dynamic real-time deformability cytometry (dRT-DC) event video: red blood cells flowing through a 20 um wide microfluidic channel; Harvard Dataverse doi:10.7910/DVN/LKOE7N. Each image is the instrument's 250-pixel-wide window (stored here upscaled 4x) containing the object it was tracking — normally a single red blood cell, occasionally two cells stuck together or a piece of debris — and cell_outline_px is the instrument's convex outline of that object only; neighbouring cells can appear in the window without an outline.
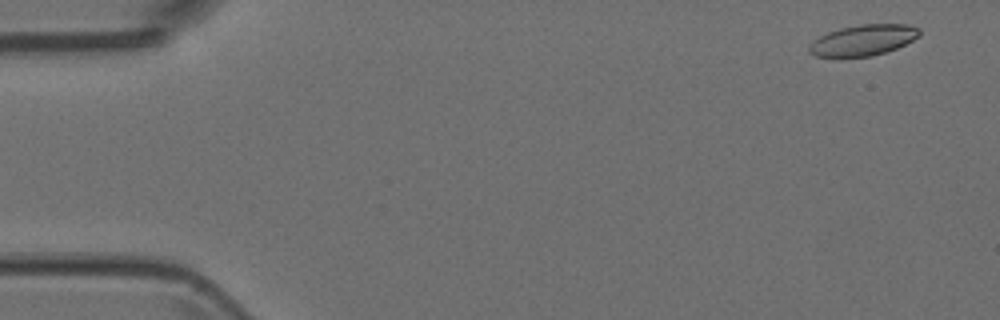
{"species": "Egyptian fruit bat (a non-hibernating species)", "species_latin": "Rousettus aegyptiacus", "temperature_condition": "room temperature", "stored_images_in_passage": 5, "camera_frame_rate_fps": 3000, "um_per_image_px": 0.085, "animal": {"sex": "female"}, "frame": {"image": 1, "passage_image": 1, "time_ms": 0.0, "image_size_px": [1000, 320], "cell_outline_px": [[920, 36], [896, 48], [872, 56], [840, 60], [816, 56], [808, 52], [808, 48], [812, 40], [828, 32], [840, 28], [860, 24], [908, 24], [920, 28]], "centroid_in_image_um": [73.3, 3.45], "position_along_channel_um": 11.7, "area_um2": 20.52}}
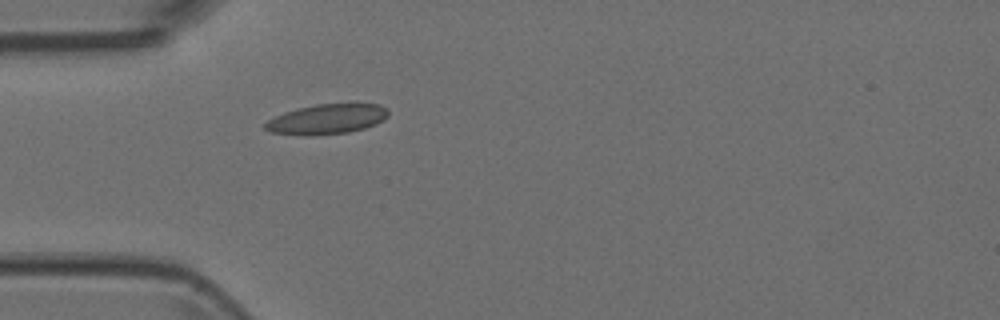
{"frame": {"image": 2, "passage_image": 5, "time_ms": 1.333, "image_size_px": [1000, 320], "cell_outline_px": [[388, 116], [384, 120], [376, 124], [364, 128], [348, 132], [312, 136], [304, 136], [272, 132], [264, 128], [264, 124], [268, 120], [284, 112], [316, 104], [356, 100], [380, 104], [388, 108]], "centroid_in_image_um": [27.89, 10.07], "position_along_channel_um": 57.1, "area_um2": 22.43}}